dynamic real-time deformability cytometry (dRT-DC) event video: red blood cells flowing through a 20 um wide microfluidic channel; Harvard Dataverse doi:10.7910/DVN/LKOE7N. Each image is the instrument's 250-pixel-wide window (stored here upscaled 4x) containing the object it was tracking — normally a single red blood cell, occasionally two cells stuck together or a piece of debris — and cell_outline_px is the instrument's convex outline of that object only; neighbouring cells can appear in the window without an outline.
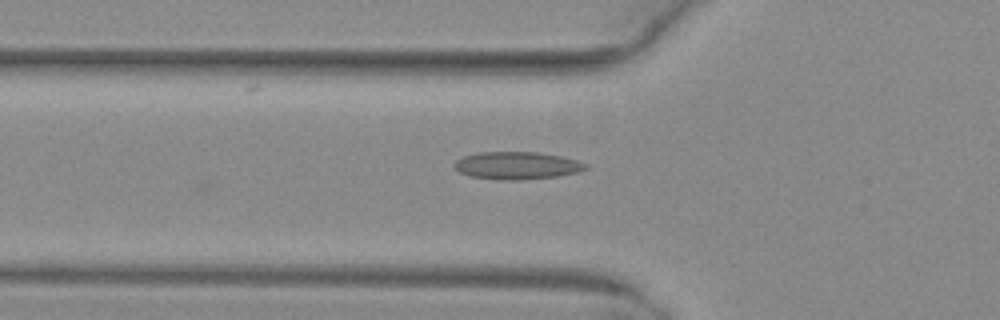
{"species": "common noctule bat (a hibernating species)", "species_latin": "Nyctalus noctula", "temperature_condition": "warm", "stored_images_in_passage": 22, "camera_frame_rate_fps": 3000, "um_per_image_px": 0.085, "animal": {"sex": "female", "body_mass_g": 29.2, "forearm_length_mm": 56.3}, "frame": {"image": 1, "passage_image": 2, "time_ms": 0.333, "image_size_px": [1000, 320], "cell_outline_px": [[588, 168], [580, 172], [556, 176], [520, 180], [496, 180], [468, 176], [460, 172], [452, 164], [456, 160], [464, 156], [480, 152], [536, 152], [560, 156], [576, 160], [588, 164]], "centroid_in_image_um": [43.93, 14.08], "position_along_channel_um": 81.9, "area_um2": 21.15}}
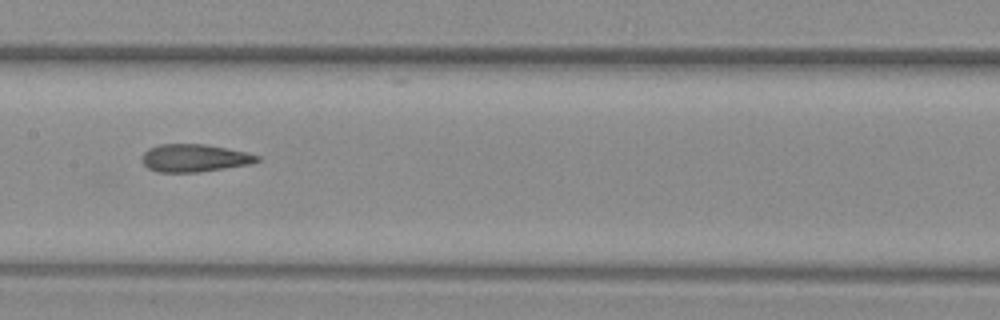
{"frame": {"image": 2, "passage_image": 10, "time_ms": 3.0, "image_size_px": [1000, 320], "cell_outline_px": [[260, 160], [252, 164], [196, 172], [156, 172], [148, 168], [144, 164], [144, 152], [148, 148], [160, 144], [204, 144], [248, 152], [260, 156]], "centroid_in_image_um": [16.56, 13.43], "position_along_channel_um": 190.8, "area_um2": 18.5}}
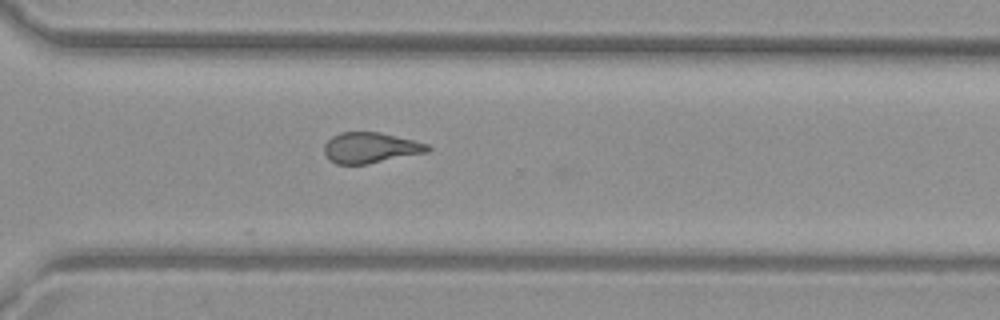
{"frame": {"image": 3, "passage_image": 21, "time_ms": 6.667, "image_size_px": [1000, 320], "cell_outline_px": [[432, 148], [428, 152], [368, 164], [336, 164], [328, 160], [324, 152], [324, 144], [332, 136], [340, 132], [380, 132], [428, 144]], "centroid_in_image_um": [31.47, 12.56], "position_along_channel_um": 339.1, "area_um2": 18.55}}